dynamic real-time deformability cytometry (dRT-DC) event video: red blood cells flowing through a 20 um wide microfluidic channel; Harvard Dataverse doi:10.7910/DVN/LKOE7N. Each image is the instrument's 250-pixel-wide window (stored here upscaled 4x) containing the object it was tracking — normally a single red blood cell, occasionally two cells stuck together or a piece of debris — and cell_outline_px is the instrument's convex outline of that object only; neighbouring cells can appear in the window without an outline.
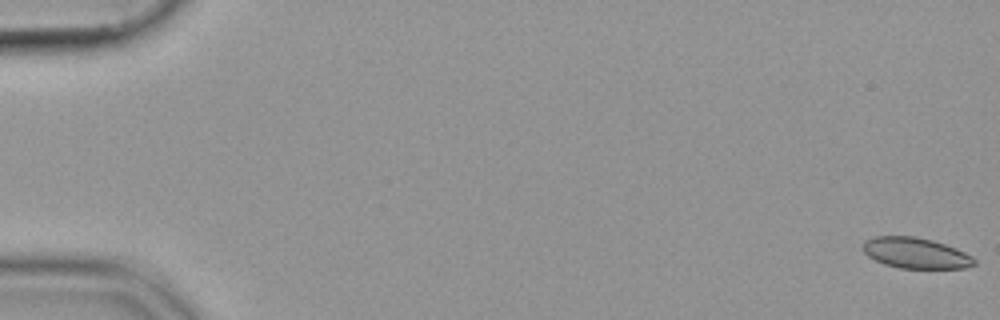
{"species": "common noctule bat (a hibernating species)", "species_latin": "Nyctalus noctula", "temperature_condition": "cold", "stored_images_in_passage": 55, "camera_frame_rate_fps": 3000, "um_per_image_px": 0.085, "animal": {"sex": "female", "body_mass_g": 19.9}, "frame": {"image": 1, "passage_image": 1, "time_ms": 0.0, "image_size_px": [1000, 320], "cell_outline_px": [[976, 264], [968, 268], [900, 268], [884, 264], [868, 256], [860, 248], [864, 240], [872, 236], [916, 236], [932, 240], [956, 248], [972, 256], [976, 260]], "centroid_in_image_um": [77.81, 21.5], "position_along_channel_um": 7.2, "area_um2": 20.17}}
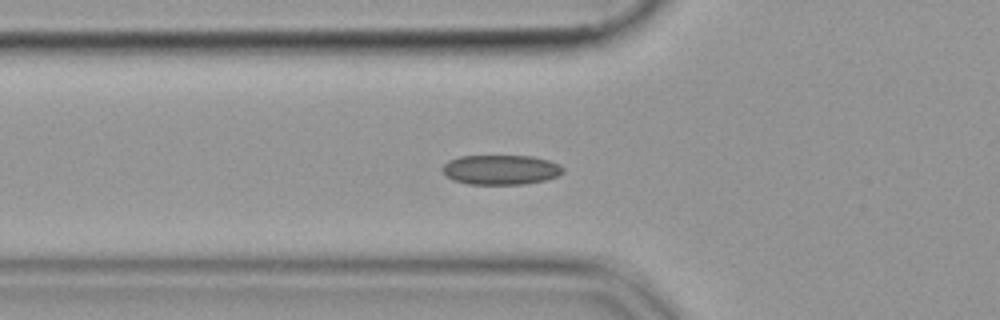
{"frame": {"image": 2, "passage_image": 20, "time_ms": 6.333, "image_size_px": [1000, 320], "cell_outline_px": [[564, 172], [560, 176], [544, 180], [524, 184], [468, 184], [452, 180], [440, 168], [448, 160], [460, 156], [532, 156], [548, 160], [560, 164], [564, 168]], "centroid_in_image_um": [42.58, 14.43], "position_along_channel_um": 83.2, "area_um2": 21.04}}
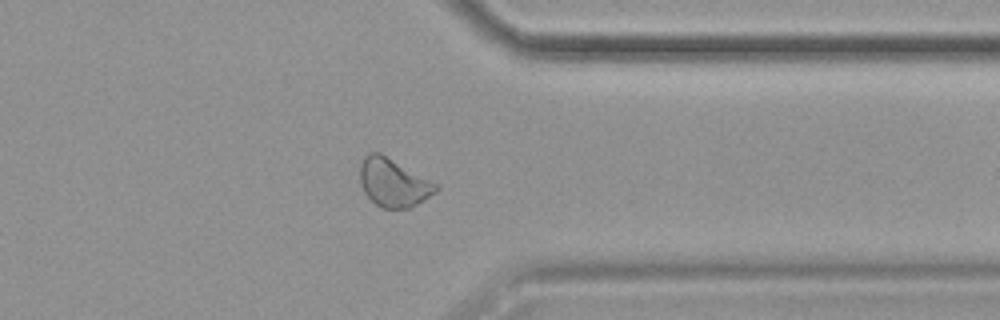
{"frame": {"image": 3, "passage_image": 44, "time_ms": 14.333, "image_size_px": [1000, 320], "cell_outline_px": [[440, 188], [436, 192], [424, 200], [408, 208], [384, 208], [376, 204], [364, 192], [360, 184], [360, 164], [364, 156], [368, 152], [380, 152], [436, 184]], "centroid_in_image_um": [33.4, 15.51], "position_along_channel_um": 378.0, "area_um2": 21.04}}